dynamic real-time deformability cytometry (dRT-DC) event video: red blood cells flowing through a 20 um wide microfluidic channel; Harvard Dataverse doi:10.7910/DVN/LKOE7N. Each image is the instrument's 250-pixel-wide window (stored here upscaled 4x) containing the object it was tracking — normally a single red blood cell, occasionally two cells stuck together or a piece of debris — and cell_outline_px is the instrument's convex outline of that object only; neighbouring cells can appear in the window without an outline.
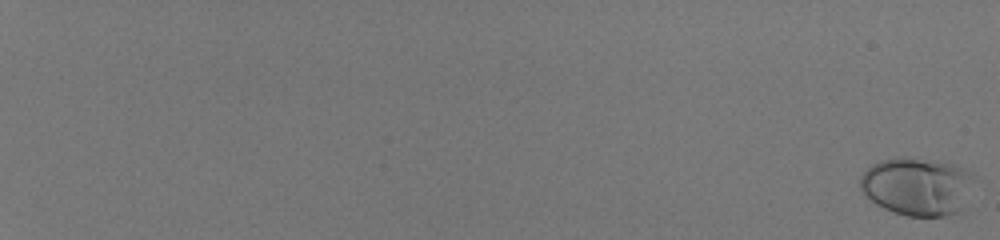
{"species": "human", "species_latin": "Homo sapiens", "temperature_condition": "room temperature", "stored_images_in_passage": 51, "camera_frame_rate_fps": 3000, "um_per_image_px": 0.085, "donor": {"sex": "male"}, "frame": {"image": 1, "passage_image": 1, "time_ms": 0.0, "image_size_px": [1000, 240], "cell_outline_px": [[976, 176], [960, 212], [944, 216], [908, 216], [884, 208], [876, 204], [860, 188], [860, 176], [872, 164], [880, 160], [896, 156], [908, 156], [956, 164], [964, 168]], "centroid_in_image_um": [77.98, 15.81], "position_along_channel_um": 7.0, "area_um2": 38.78}}
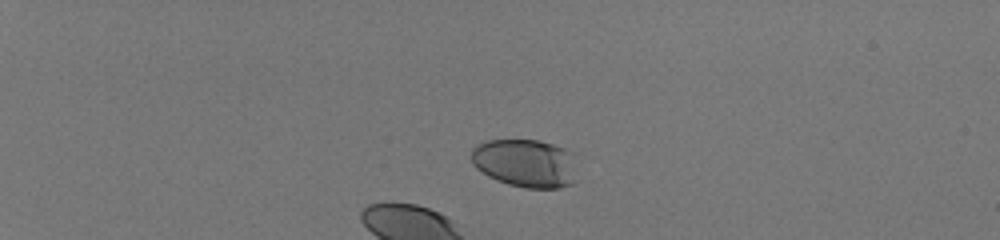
{"frame": {"image": 2, "passage_image": 18, "time_ms": 5.667, "image_size_px": [1000, 240], "cell_outline_px": [[576, 152], [572, 184], [560, 188], [524, 188], [508, 184], [496, 180], [488, 176], [476, 168], [472, 164], [472, 148], [476, 144], [488, 140], [540, 140]], "centroid_in_image_um": [44.66, 13.86], "position_along_channel_um": 40.3, "area_um2": 30.06}}
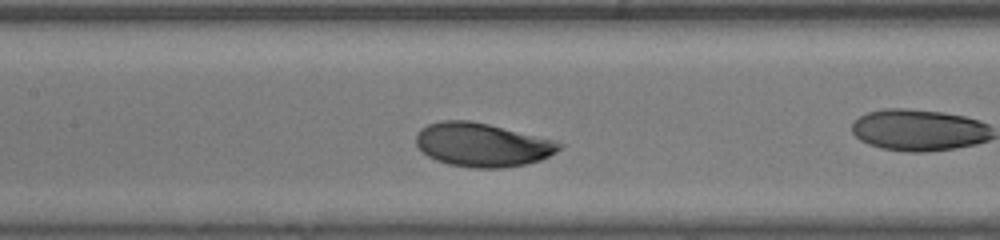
{"frame": {"image": 3, "passage_image": 32, "time_ms": 10.333, "image_size_px": [1000, 240], "cell_outline_px": [[564, 144], [556, 152], [540, 160], [528, 164], [504, 168], [472, 168], [448, 164], [436, 160], [428, 156], [416, 144], [416, 136], [420, 128], [428, 124], [440, 120], [468, 120], [488, 124], [552, 140]], "centroid_in_image_um": [40.96, 12.31], "position_along_channel_um": 166.4, "area_um2": 36.3}, "authors_computed_cell_mechanics": {"area_um2": 35.4892, "velocity_mm_per_s": 4.0976, "shape_relaxation_time_tau1_ms": 1.9218, "shape_relaxation_time_tau2_ms": null, "deformation_change_tau1": 0.11, "deformation_change_tau2": null}}